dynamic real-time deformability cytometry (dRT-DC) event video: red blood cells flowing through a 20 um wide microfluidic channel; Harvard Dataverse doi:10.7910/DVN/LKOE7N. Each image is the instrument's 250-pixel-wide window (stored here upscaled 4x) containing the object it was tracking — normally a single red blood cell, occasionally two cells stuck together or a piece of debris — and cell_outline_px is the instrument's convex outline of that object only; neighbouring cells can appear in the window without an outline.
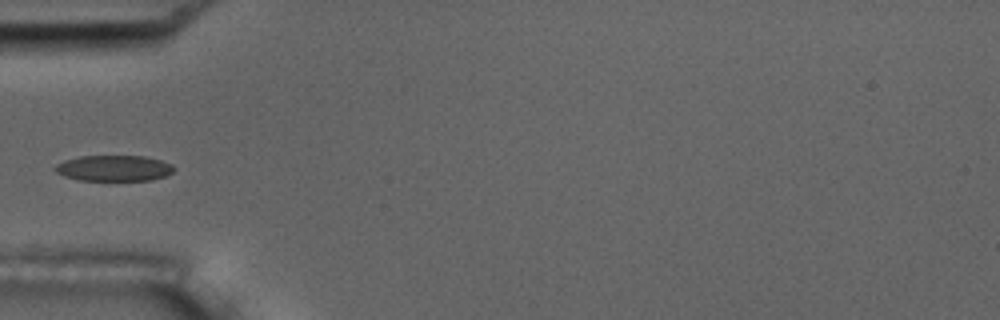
{"species": "common noctule bat (a hibernating species)", "species_latin": "Nyctalus noctula", "temperature_condition": "room temperature", "stored_images_in_passage": 6, "camera_frame_rate_fps": 3000, "um_per_image_px": 0.085, "animal": {"sex": "male", "body_mass_g": 17.5, "forearm_length_mm": 52.3}, "frame": {"image": 1, "passage_image": 6, "time_ms": 5.667, "image_size_px": [1000, 320], "cell_outline_px": [[176, 168], [172, 172], [164, 176], [152, 180], [80, 180], [64, 176], [56, 172], [52, 168], [56, 164], [64, 160], [80, 156], [144, 156], [160, 160], [172, 164]], "centroid_in_image_um": [9.67, 14.29], "position_along_channel_um": 75.3, "area_um2": 17.92}}